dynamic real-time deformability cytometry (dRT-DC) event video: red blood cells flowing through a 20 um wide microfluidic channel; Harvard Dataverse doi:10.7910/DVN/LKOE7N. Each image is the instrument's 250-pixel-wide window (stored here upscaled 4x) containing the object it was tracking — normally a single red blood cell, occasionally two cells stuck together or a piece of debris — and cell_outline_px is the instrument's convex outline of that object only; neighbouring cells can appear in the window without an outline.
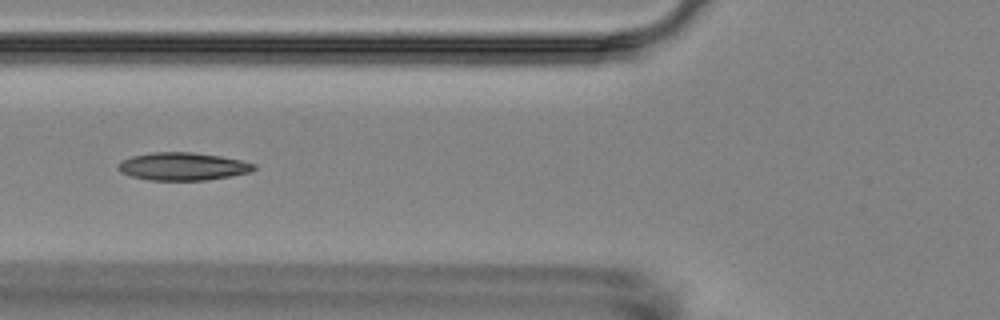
{"species": "Egyptian fruit bat (a non-hibernating species)", "species_latin": "Rousettus aegyptiacus", "temperature_condition": "room temperature", "stored_images_in_passage": 6, "camera_frame_rate_fps": 3000, "um_per_image_px": 0.085, "animal": {"sex": "female"}, "frame": {"image": 1, "passage_image": 5, "time_ms": 4.333, "image_size_px": [1000, 320], "cell_outline_px": [[256, 168], [252, 172], [208, 180], [148, 180], [132, 176], [120, 172], [120, 164], [124, 160], [132, 156], [152, 152], [192, 152], [220, 156], [240, 160], [256, 164]], "centroid_in_image_um": [15.59, 14.15], "position_along_channel_um": 110.2, "area_um2": 21.85}}